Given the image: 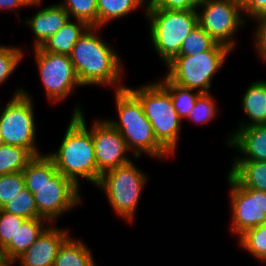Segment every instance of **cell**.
I'll list each match as a JSON object with an SVG mask.
<instances>
[{
    "label": "cell",
    "instance_id": "obj_1",
    "mask_svg": "<svg viewBox=\"0 0 266 266\" xmlns=\"http://www.w3.org/2000/svg\"><path fill=\"white\" fill-rule=\"evenodd\" d=\"M22 173L25 187L34 195L38 215L49 224L82 202L80 188L59 173L45 153L34 156Z\"/></svg>",
    "mask_w": 266,
    "mask_h": 266
},
{
    "label": "cell",
    "instance_id": "obj_2",
    "mask_svg": "<svg viewBox=\"0 0 266 266\" xmlns=\"http://www.w3.org/2000/svg\"><path fill=\"white\" fill-rule=\"evenodd\" d=\"M79 107L75 106L57 151L46 153L54 162L57 171L69 178L78 188L80 178L98 185L102 175L97 169L92 126L87 128L83 111Z\"/></svg>",
    "mask_w": 266,
    "mask_h": 266
},
{
    "label": "cell",
    "instance_id": "obj_3",
    "mask_svg": "<svg viewBox=\"0 0 266 266\" xmlns=\"http://www.w3.org/2000/svg\"><path fill=\"white\" fill-rule=\"evenodd\" d=\"M100 29L90 26L75 43L70 59L82 86H114V90H121L126 85H121L123 65L120 56L98 36Z\"/></svg>",
    "mask_w": 266,
    "mask_h": 266
},
{
    "label": "cell",
    "instance_id": "obj_4",
    "mask_svg": "<svg viewBox=\"0 0 266 266\" xmlns=\"http://www.w3.org/2000/svg\"><path fill=\"white\" fill-rule=\"evenodd\" d=\"M114 95L119 119L106 121L121 133L134 157L137 159L143 153L156 159L172 156L157 141L140 101L126 87L115 90Z\"/></svg>",
    "mask_w": 266,
    "mask_h": 266
},
{
    "label": "cell",
    "instance_id": "obj_5",
    "mask_svg": "<svg viewBox=\"0 0 266 266\" xmlns=\"http://www.w3.org/2000/svg\"><path fill=\"white\" fill-rule=\"evenodd\" d=\"M151 43L167 65L179 53L185 38L198 26L197 10L145 8Z\"/></svg>",
    "mask_w": 266,
    "mask_h": 266
},
{
    "label": "cell",
    "instance_id": "obj_6",
    "mask_svg": "<svg viewBox=\"0 0 266 266\" xmlns=\"http://www.w3.org/2000/svg\"><path fill=\"white\" fill-rule=\"evenodd\" d=\"M126 88L140 101L157 141L174 155L182 120L173 106L170 94L157 81L136 89Z\"/></svg>",
    "mask_w": 266,
    "mask_h": 266
},
{
    "label": "cell",
    "instance_id": "obj_7",
    "mask_svg": "<svg viewBox=\"0 0 266 266\" xmlns=\"http://www.w3.org/2000/svg\"><path fill=\"white\" fill-rule=\"evenodd\" d=\"M231 52L229 47L216 43L200 54L176 56L166 65L168 71L165 76L181 87L210 93L212 78Z\"/></svg>",
    "mask_w": 266,
    "mask_h": 266
},
{
    "label": "cell",
    "instance_id": "obj_8",
    "mask_svg": "<svg viewBox=\"0 0 266 266\" xmlns=\"http://www.w3.org/2000/svg\"><path fill=\"white\" fill-rule=\"evenodd\" d=\"M147 179V175L130 161L104 172L97 187L104 191L116 215L133 222Z\"/></svg>",
    "mask_w": 266,
    "mask_h": 266
},
{
    "label": "cell",
    "instance_id": "obj_9",
    "mask_svg": "<svg viewBox=\"0 0 266 266\" xmlns=\"http://www.w3.org/2000/svg\"><path fill=\"white\" fill-rule=\"evenodd\" d=\"M32 96L17 89L0 113V131L4 144L20 146L33 156L41 155L36 146L35 114Z\"/></svg>",
    "mask_w": 266,
    "mask_h": 266
},
{
    "label": "cell",
    "instance_id": "obj_10",
    "mask_svg": "<svg viewBox=\"0 0 266 266\" xmlns=\"http://www.w3.org/2000/svg\"><path fill=\"white\" fill-rule=\"evenodd\" d=\"M202 8V11L198 9ZM198 24L219 44L232 51L236 41L235 33L245 25L239 0H201L197 6Z\"/></svg>",
    "mask_w": 266,
    "mask_h": 266
},
{
    "label": "cell",
    "instance_id": "obj_11",
    "mask_svg": "<svg viewBox=\"0 0 266 266\" xmlns=\"http://www.w3.org/2000/svg\"><path fill=\"white\" fill-rule=\"evenodd\" d=\"M34 54L50 102H60L69 97L75 87H83L69 55L42 51L39 47L34 48Z\"/></svg>",
    "mask_w": 266,
    "mask_h": 266
},
{
    "label": "cell",
    "instance_id": "obj_12",
    "mask_svg": "<svg viewBox=\"0 0 266 266\" xmlns=\"http://www.w3.org/2000/svg\"><path fill=\"white\" fill-rule=\"evenodd\" d=\"M231 206V232L243 233L266 223V192L241 186L229 173Z\"/></svg>",
    "mask_w": 266,
    "mask_h": 266
},
{
    "label": "cell",
    "instance_id": "obj_13",
    "mask_svg": "<svg viewBox=\"0 0 266 266\" xmlns=\"http://www.w3.org/2000/svg\"><path fill=\"white\" fill-rule=\"evenodd\" d=\"M92 140L97 169L101 174L132 161L126 155L130 150L121 133L106 120L94 121Z\"/></svg>",
    "mask_w": 266,
    "mask_h": 266
},
{
    "label": "cell",
    "instance_id": "obj_14",
    "mask_svg": "<svg viewBox=\"0 0 266 266\" xmlns=\"http://www.w3.org/2000/svg\"><path fill=\"white\" fill-rule=\"evenodd\" d=\"M68 237V230L49 225L15 262L20 266H54L58 250Z\"/></svg>",
    "mask_w": 266,
    "mask_h": 266
},
{
    "label": "cell",
    "instance_id": "obj_15",
    "mask_svg": "<svg viewBox=\"0 0 266 266\" xmlns=\"http://www.w3.org/2000/svg\"><path fill=\"white\" fill-rule=\"evenodd\" d=\"M226 143L238 149L242 156L234 161H265L266 162V125H254L235 129Z\"/></svg>",
    "mask_w": 266,
    "mask_h": 266
},
{
    "label": "cell",
    "instance_id": "obj_16",
    "mask_svg": "<svg viewBox=\"0 0 266 266\" xmlns=\"http://www.w3.org/2000/svg\"><path fill=\"white\" fill-rule=\"evenodd\" d=\"M70 19V15L60 4H53L37 11L27 19L29 28L36 36L34 48L40 47L48 38L58 32Z\"/></svg>",
    "mask_w": 266,
    "mask_h": 266
},
{
    "label": "cell",
    "instance_id": "obj_17",
    "mask_svg": "<svg viewBox=\"0 0 266 266\" xmlns=\"http://www.w3.org/2000/svg\"><path fill=\"white\" fill-rule=\"evenodd\" d=\"M48 223L49 222L44 218L26 219L21 227H18L15 239H11L0 251L1 262L15 264V260L22 255L50 225Z\"/></svg>",
    "mask_w": 266,
    "mask_h": 266
},
{
    "label": "cell",
    "instance_id": "obj_18",
    "mask_svg": "<svg viewBox=\"0 0 266 266\" xmlns=\"http://www.w3.org/2000/svg\"><path fill=\"white\" fill-rule=\"evenodd\" d=\"M241 106L251 121L246 123L242 121L238 128L266 125V81L251 83L243 94Z\"/></svg>",
    "mask_w": 266,
    "mask_h": 266
},
{
    "label": "cell",
    "instance_id": "obj_19",
    "mask_svg": "<svg viewBox=\"0 0 266 266\" xmlns=\"http://www.w3.org/2000/svg\"><path fill=\"white\" fill-rule=\"evenodd\" d=\"M90 26L81 20L71 18L54 35L48 38L39 48L42 51L70 55L75 43Z\"/></svg>",
    "mask_w": 266,
    "mask_h": 266
},
{
    "label": "cell",
    "instance_id": "obj_20",
    "mask_svg": "<svg viewBox=\"0 0 266 266\" xmlns=\"http://www.w3.org/2000/svg\"><path fill=\"white\" fill-rule=\"evenodd\" d=\"M229 174L245 188L266 192L265 161H233Z\"/></svg>",
    "mask_w": 266,
    "mask_h": 266
},
{
    "label": "cell",
    "instance_id": "obj_21",
    "mask_svg": "<svg viewBox=\"0 0 266 266\" xmlns=\"http://www.w3.org/2000/svg\"><path fill=\"white\" fill-rule=\"evenodd\" d=\"M91 249L79 239L69 236L58 250L54 266H96Z\"/></svg>",
    "mask_w": 266,
    "mask_h": 266
},
{
    "label": "cell",
    "instance_id": "obj_22",
    "mask_svg": "<svg viewBox=\"0 0 266 266\" xmlns=\"http://www.w3.org/2000/svg\"><path fill=\"white\" fill-rule=\"evenodd\" d=\"M145 3L143 0H97V27L124 17Z\"/></svg>",
    "mask_w": 266,
    "mask_h": 266
},
{
    "label": "cell",
    "instance_id": "obj_23",
    "mask_svg": "<svg viewBox=\"0 0 266 266\" xmlns=\"http://www.w3.org/2000/svg\"><path fill=\"white\" fill-rule=\"evenodd\" d=\"M157 82L170 94L173 106L180 119H187L197 98L202 93L198 90L181 87L171 82L166 76L163 80Z\"/></svg>",
    "mask_w": 266,
    "mask_h": 266
},
{
    "label": "cell",
    "instance_id": "obj_24",
    "mask_svg": "<svg viewBox=\"0 0 266 266\" xmlns=\"http://www.w3.org/2000/svg\"><path fill=\"white\" fill-rule=\"evenodd\" d=\"M34 156L20 146L0 144V176L22 172Z\"/></svg>",
    "mask_w": 266,
    "mask_h": 266
},
{
    "label": "cell",
    "instance_id": "obj_25",
    "mask_svg": "<svg viewBox=\"0 0 266 266\" xmlns=\"http://www.w3.org/2000/svg\"><path fill=\"white\" fill-rule=\"evenodd\" d=\"M238 243L255 259L266 262V223L247 230L238 238Z\"/></svg>",
    "mask_w": 266,
    "mask_h": 266
},
{
    "label": "cell",
    "instance_id": "obj_26",
    "mask_svg": "<svg viewBox=\"0 0 266 266\" xmlns=\"http://www.w3.org/2000/svg\"><path fill=\"white\" fill-rule=\"evenodd\" d=\"M70 18L86 22L89 26L97 27V0H64L59 3Z\"/></svg>",
    "mask_w": 266,
    "mask_h": 266
},
{
    "label": "cell",
    "instance_id": "obj_27",
    "mask_svg": "<svg viewBox=\"0 0 266 266\" xmlns=\"http://www.w3.org/2000/svg\"><path fill=\"white\" fill-rule=\"evenodd\" d=\"M216 42L200 25L190 32L183 41L177 56H191L210 50Z\"/></svg>",
    "mask_w": 266,
    "mask_h": 266
},
{
    "label": "cell",
    "instance_id": "obj_28",
    "mask_svg": "<svg viewBox=\"0 0 266 266\" xmlns=\"http://www.w3.org/2000/svg\"><path fill=\"white\" fill-rule=\"evenodd\" d=\"M1 209L24 219L41 218L37 212L34 195L26 187Z\"/></svg>",
    "mask_w": 266,
    "mask_h": 266
},
{
    "label": "cell",
    "instance_id": "obj_29",
    "mask_svg": "<svg viewBox=\"0 0 266 266\" xmlns=\"http://www.w3.org/2000/svg\"><path fill=\"white\" fill-rule=\"evenodd\" d=\"M23 58L21 48L0 45V85L14 73Z\"/></svg>",
    "mask_w": 266,
    "mask_h": 266
},
{
    "label": "cell",
    "instance_id": "obj_30",
    "mask_svg": "<svg viewBox=\"0 0 266 266\" xmlns=\"http://www.w3.org/2000/svg\"><path fill=\"white\" fill-rule=\"evenodd\" d=\"M211 93H202L191 110L189 117L194 123H207L216 117L218 109Z\"/></svg>",
    "mask_w": 266,
    "mask_h": 266
},
{
    "label": "cell",
    "instance_id": "obj_31",
    "mask_svg": "<svg viewBox=\"0 0 266 266\" xmlns=\"http://www.w3.org/2000/svg\"><path fill=\"white\" fill-rule=\"evenodd\" d=\"M25 188L22 172L0 176V209Z\"/></svg>",
    "mask_w": 266,
    "mask_h": 266
},
{
    "label": "cell",
    "instance_id": "obj_32",
    "mask_svg": "<svg viewBox=\"0 0 266 266\" xmlns=\"http://www.w3.org/2000/svg\"><path fill=\"white\" fill-rule=\"evenodd\" d=\"M21 216L14 215L0 209V251L15 239L18 227L25 221Z\"/></svg>",
    "mask_w": 266,
    "mask_h": 266
},
{
    "label": "cell",
    "instance_id": "obj_33",
    "mask_svg": "<svg viewBox=\"0 0 266 266\" xmlns=\"http://www.w3.org/2000/svg\"><path fill=\"white\" fill-rule=\"evenodd\" d=\"M201 0H148L144 8L167 10H197Z\"/></svg>",
    "mask_w": 266,
    "mask_h": 266
},
{
    "label": "cell",
    "instance_id": "obj_34",
    "mask_svg": "<svg viewBox=\"0 0 266 266\" xmlns=\"http://www.w3.org/2000/svg\"><path fill=\"white\" fill-rule=\"evenodd\" d=\"M242 13L256 20L258 17L266 15V0H239Z\"/></svg>",
    "mask_w": 266,
    "mask_h": 266
},
{
    "label": "cell",
    "instance_id": "obj_35",
    "mask_svg": "<svg viewBox=\"0 0 266 266\" xmlns=\"http://www.w3.org/2000/svg\"><path fill=\"white\" fill-rule=\"evenodd\" d=\"M257 28L254 33L256 51L264 60L266 58V15L260 16L256 19Z\"/></svg>",
    "mask_w": 266,
    "mask_h": 266
},
{
    "label": "cell",
    "instance_id": "obj_36",
    "mask_svg": "<svg viewBox=\"0 0 266 266\" xmlns=\"http://www.w3.org/2000/svg\"><path fill=\"white\" fill-rule=\"evenodd\" d=\"M42 0L34 4H29L26 0H0V10H10L13 11L14 9L28 7V6H36L38 7L41 4Z\"/></svg>",
    "mask_w": 266,
    "mask_h": 266
},
{
    "label": "cell",
    "instance_id": "obj_37",
    "mask_svg": "<svg viewBox=\"0 0 266 266\" xmlns=\"http://www.w3.org/2000/svg\"><path fill=\"white\" fill-rule=\"evenodd\" d=\"M14 263H10V262H0V266H13Z\"/></svg>",
    "mask_w": 266,
    "mask_h": 266
},
{
    "label": "cell",
    "instance_id": "obj_38",
    "mask_svg": "<svg viewBox=\"0 0 266 266\" xmlns=\"http://www.w3.org/2000/svg\"><path fill=\"white\" fill-rule=\"evenodd\" d=\"M29 4H34L36 2H38L39 0H26Z\"/></svg>",
    "mask_w": 266,
    "mask_h": 266
},
{
    "label": "cell",
    "instance_id": "obj_39",
    "mask_svg": "<svg viewBox=\"0 0 266 266\" xmlns=\"http://www.w3.org/2000/svg\"><path fill=\"white\" fill-rule=\"evenodd\" d=\"M3 143L2 136H1V131H0V144Z\"/></svg>",
    "mask_w": 266,
    "mask_h": 266
}]
</instances>
